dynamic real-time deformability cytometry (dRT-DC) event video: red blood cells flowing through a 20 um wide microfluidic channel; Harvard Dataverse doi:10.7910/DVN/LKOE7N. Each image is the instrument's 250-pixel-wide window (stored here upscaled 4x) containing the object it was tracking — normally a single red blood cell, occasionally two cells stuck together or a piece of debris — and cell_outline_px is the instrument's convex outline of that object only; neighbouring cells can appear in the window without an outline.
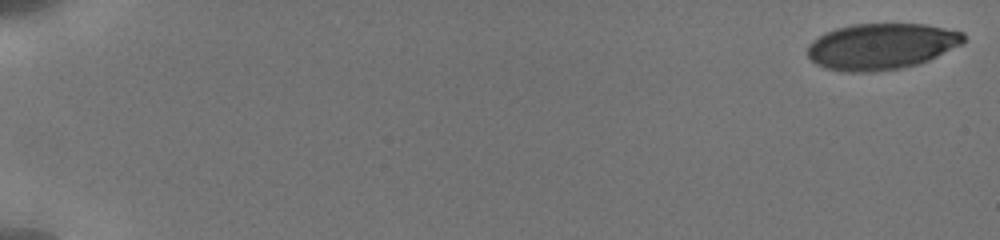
{"species": "human", "species_latin": "Homo sapiens", "temperature_condition": "cold", "stored_images_in_passage": 17, "camera_frame_rate_fps": 3000, "um_per_image_px": 0.085, "donor": {"sex": "male"}, "frame": {"image": 1, "passage_image": 1, "time_ms": 0.0, "image_size_px": [1000, 240], "cell_outline_px": [[964, 44], [928, 60], [916, 64], [900, 68], [872, 72], [848, 72], [824, 68], [816, 64], [808, 56], [808, 44], [812, 40], [824, 32], [836, 28], [852, 24], [928, 24], [964, 32]], "centroid_in_image_um": [74.91, 3.93], "position_along_channel_um": 10.1, "area_um2": 42.19}}
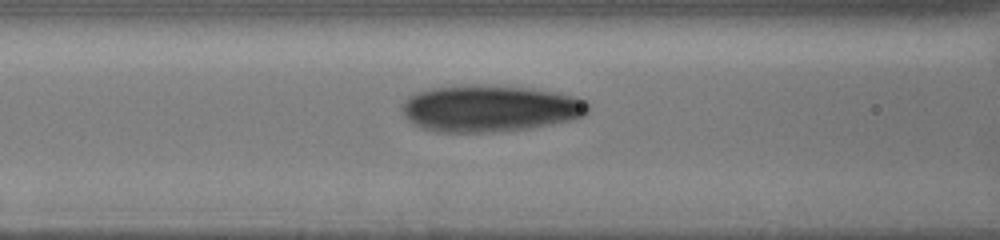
{"frame": {"image": 2, "passage_image": 15, "time_ms": 8.0, "image_size_px": [1000, 240], "cell_outline_px": [[588, 112], [584, 116], [576, 120], [528, 128], [492, 132], [436, 132], [420, 128], [412, 124], [404, 116], [400, 108], [404, 100], [408, 96], [416, 92], [428, 88], [464, 84], [476, 84], [528, 88], [556, 92], [576, 96], [584, 100], [588, 104]], "centroid_in_image_um": [41.6, 9.21], "position_along_channel_um": 125.0, "area_um2": 51.38}}
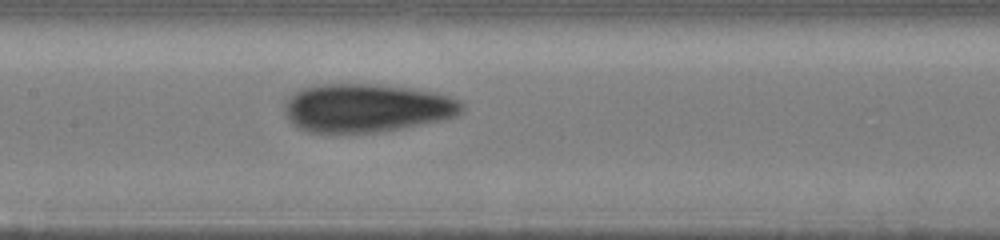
{"frame": {"image": 3, "passage_image": 17, "time_ms": 9.333, "image_size_px": [1000, 240], "cell_outline_px": [[464, 108], [456, 116], [444, 120], [400, 128], [376, 132], [308, 132], [292, 124], [288, 116], [284, 104], [284, 100], [300, 88], [316, 84], [376, 84], [408, 88], [436, 92], [460, 100], [464, 104]], "centroid_in_image_um": [31.16, 9.16], "position_along_channel_um": 176.2, "area_um2": 50.05}}